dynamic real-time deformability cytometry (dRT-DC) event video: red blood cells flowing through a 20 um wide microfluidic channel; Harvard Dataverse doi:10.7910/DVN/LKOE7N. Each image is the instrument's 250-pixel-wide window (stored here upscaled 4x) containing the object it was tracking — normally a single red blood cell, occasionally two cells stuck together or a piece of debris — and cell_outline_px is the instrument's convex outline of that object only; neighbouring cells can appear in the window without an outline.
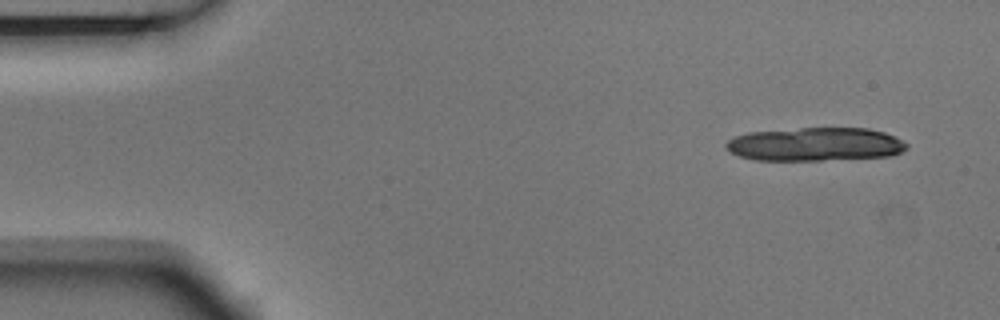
{"species": "Egyptian fruit bat (a non-hibernating species)", "species_latin": "Rousettus aegyptiacus", "temperature_condition": "room temperature", "stored_images_in_passage": 6, "segment_of_instrument_passage": [2, 2], "camera_frame_rate_fps": 3000, "um_per_image_px": 0.085, "animal": {"sex": "male"}, "frame": {"image": 1, "passage_image": 6, "time_ms": 1.667, "image_size_px": [1000, 320], "cell_outline_px": [[908, 148], [900, 152], [888, 156], [820, 160], [756, 160], [740, 156], [732, 152], [724, 144], [732, 136], [748, 132], [800, 128], [868, 128], [884, 132], [908, 144]], "centroid_in_image_um": [69.26, 12.25], "position_along_channel_um": 15.7, "area_um2": 35.08}}